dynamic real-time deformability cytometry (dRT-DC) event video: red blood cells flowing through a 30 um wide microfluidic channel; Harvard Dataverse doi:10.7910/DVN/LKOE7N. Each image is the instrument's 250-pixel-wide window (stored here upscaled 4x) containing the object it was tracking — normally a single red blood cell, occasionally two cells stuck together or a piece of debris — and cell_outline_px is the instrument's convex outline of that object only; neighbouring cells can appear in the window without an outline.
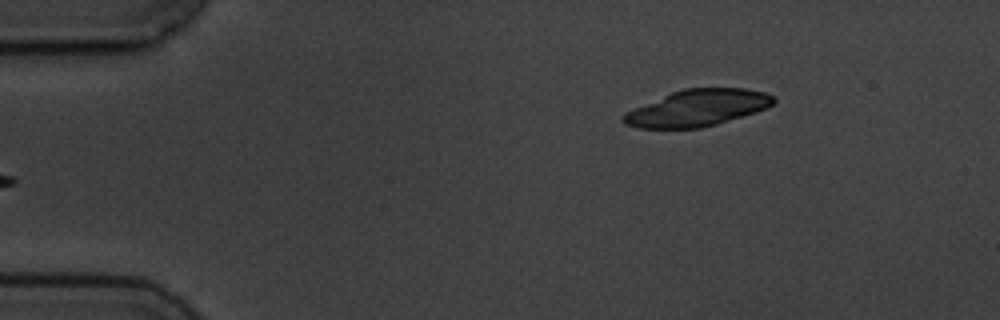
{"species": "common noctule bat (a hibernating species)", "species_latin": "Nyctalus noctula", "temperature_condition": "cold", "stored_images_in_passage": 6, "camera_frame_rate_fps": 3000, "um_per_image_px": 0.085, "animal": {"sex": "male", "body_mass_g": 19.5, "forearm_length_mm": 54.6}, "frame": {"image": 1, "passage_image": 6, "time_ms": 6.0, "image_size_px": [1000, 320], "cell_outline_px": [[776, 100], [772, 104], [756, 112], [716, 124], [700, 128], [640, 128], [624, 124], [620, 120], [620, 116], [624, 112], [672, 92], [684, 88], [748, 88], [764, 92], [772, 96]], "centroid_in_image_um": [59.24, 9.18], "position_along_channel_um": 25.8, "area_um2": 31.85}}